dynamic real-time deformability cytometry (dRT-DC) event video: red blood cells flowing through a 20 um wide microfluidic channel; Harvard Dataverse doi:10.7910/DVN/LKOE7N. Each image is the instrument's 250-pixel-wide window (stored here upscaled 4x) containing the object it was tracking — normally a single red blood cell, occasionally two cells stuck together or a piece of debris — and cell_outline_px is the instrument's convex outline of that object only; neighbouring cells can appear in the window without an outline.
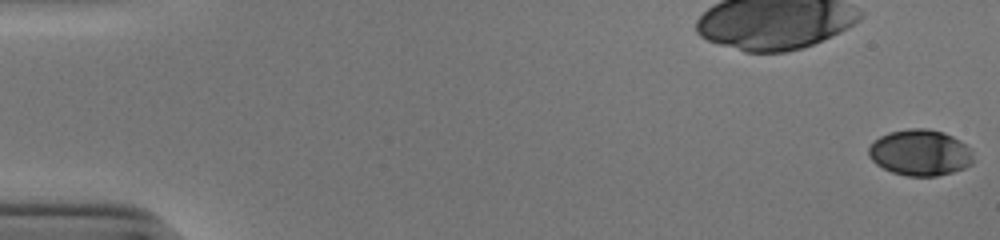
{"species": "human", "species_latin": "Homo sapiens", "temperature_condition": "cold", "stored_images_in_passage": 54, "camera_frame_rate_fps": 3000, "um_per_image_px": 0.085, "donor": {"sex": "male"}, "frame": {"image": 1, "passage_image": 1, "time_ms": 0.0, "image_size_px": [1000, 240], "cell_outline_px": [[972, 164], [964, 168], [952, 172], [936, 176], [908, 176], [892, 172], [876, 164], [868, 156], [868, 148], [880, 136], [888, 132], [908, 128], [928, 128], [944, 132], [960, 140], [972, 152]], "centroid_in_image_um": [78.2, 12.97], "position_along_channel_um": 6.8, "area_um2": 28.09}}
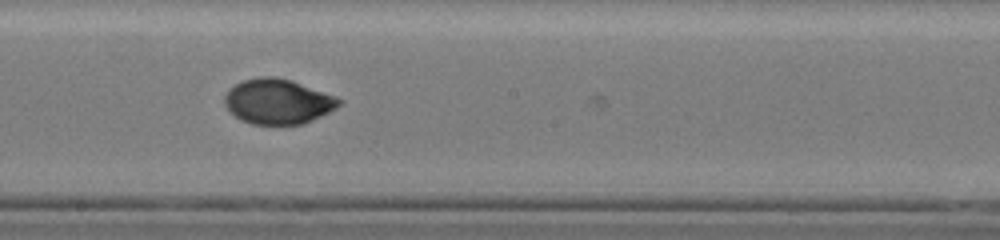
{"frame": {"image": 2, "passage_image": 31, "time_ms": 10.0, "image_size_px": [1000, 240], "cell_outline_px": [[344, 100], [336, 108], [312, 120], [300, 124], [252, 124], [240, 120], [224, 104], [224, 96], [236, 84], [244, 80], [260, 76], [272, 76], [288, 80]], "centroid_in_image_um": [23.59, 8.64], "position_along_channel_um": 224.6, "area_um2": 29.3}}
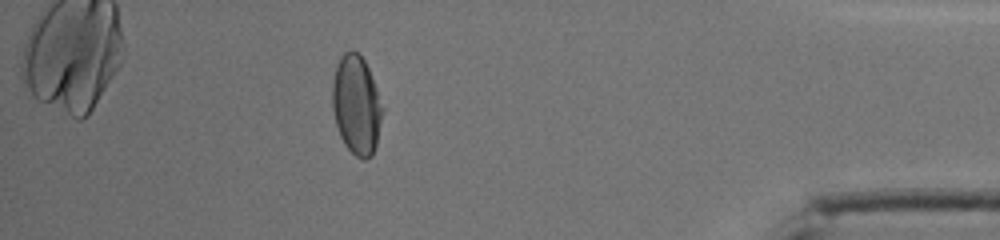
{"frame": {"image": 3, "passage_image": 48, "time_ms": 15.667, "image_size_px": [1000, 240], "cell_outline_px": [[384, 112], [376, 144], [372, 156], [368, 160], [364, 160], [356, 156], [344, 144], [340, 136], [336, 124], [332, 108], [332, 84], [336, 64], [340, 56], [344, 52], [352, 48], [364, 60], [368, 68], [384, 108]], "centroid_in_image_um": [30.29, 8.92], "position_along_channel_um": 404.9, "area_um2": 29.19}, "authors_computed_cell_mechanics": {"area_um2": 29.2468, "velocity_mm_per_s": 3.9186, "shape_relaxation_time_tau1_ms": 4.929, "shape_relaxation_time_tau2_ms": 0.9477, "deformation_change_tau1": 0.1757, "deformation_change_tau2": 0.0341}}